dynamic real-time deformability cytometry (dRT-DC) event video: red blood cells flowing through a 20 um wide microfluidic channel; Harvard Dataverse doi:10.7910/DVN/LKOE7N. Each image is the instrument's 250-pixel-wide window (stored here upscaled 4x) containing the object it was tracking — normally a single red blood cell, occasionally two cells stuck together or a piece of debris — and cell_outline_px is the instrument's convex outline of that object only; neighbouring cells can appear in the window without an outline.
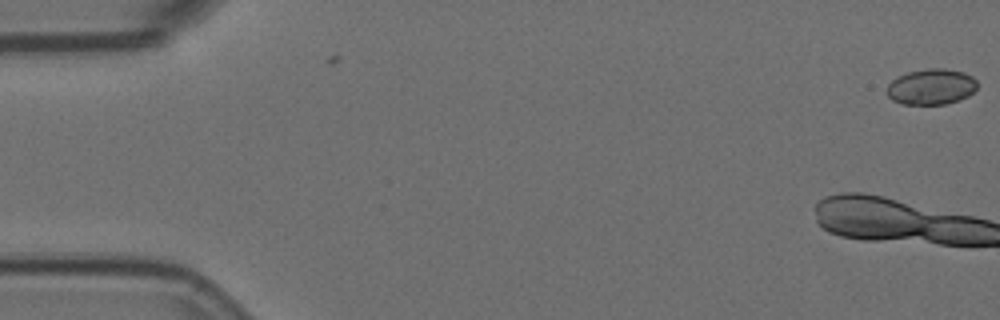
{"species": "Egyptian fruit bat (a non-hibernating species)", "species_latin": "Rousettus aegyptiacus", "temperature_condition": "room temperature", "stored_images_in_passage": 9, "camera_frame_rate_fps": 3000, "um_per_image_px": 0.085, "animal": {"sex": "female"}, "frame": {"image": 1, "passage_image": 1, "time_ms": 0.0, "image_size_px": [1000, 320], "cell_outline_px": [[976, 88], [968, 96], [960, 100], [944, 104], [900, 104], [892, 100], [888, 96], [888, 84], [896, 76], [908, 72], [928, 68], [944, 68], [964, 72], [972, 76], [976, 80]], "centroid_in_image_um": [79.15, 7.37], "position_along_channel_um": 5.9, "area_um2": 18.9}}
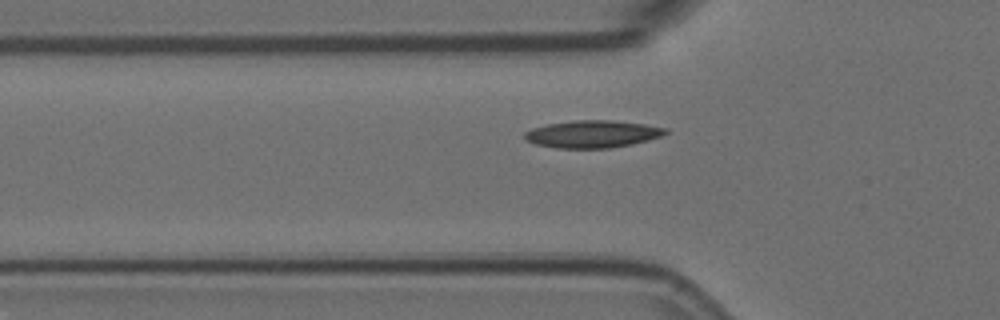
{"frame": {"image": 2, "passage_image": 9, "time_ms": 2.667, "image_size_px": [1000, 320], "cell_outline_px": [[668, 132], [660, 136], [648, 140], [632, 144], [608, 148], [556, 148], [536, 144], [528, 140], [524, 136], [524, 132], [532, 128], [548, 124], [576, 120], [612, 120], [644, 124], [668, 128]], "centroid_in_image_um": [50.37, 11.39], "position_along_channel_um": 75.4, "area_um2": 22.31}}